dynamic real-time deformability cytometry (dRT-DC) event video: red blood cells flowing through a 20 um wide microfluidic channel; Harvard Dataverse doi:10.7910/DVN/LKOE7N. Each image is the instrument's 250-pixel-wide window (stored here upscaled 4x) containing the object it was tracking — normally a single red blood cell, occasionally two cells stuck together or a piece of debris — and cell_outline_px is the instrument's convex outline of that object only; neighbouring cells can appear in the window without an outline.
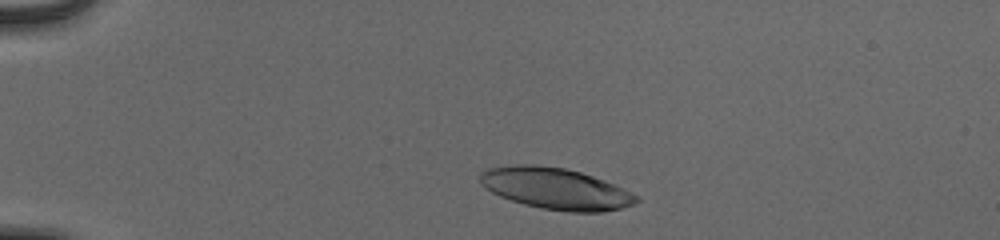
{"species": "human", "species_latin": "Homo sapiens", "temperature_condition": "cold", "stored_images_in_passage": 40, "camera_frame_rate_fps": 3000, "um_per_image_px": 0.085, "donor": {"sex": "male"}, "frame": {"image": 1, "passage_image": 5, "time_ms": 1.333, "image_size_px": [1000, 240], "cell_outline_px": [[640, 200], [632, 204], [620, 208], [604, 212], [568, 212], [540, 208], [524, 204], [500, 196], [484, 188], [480, 184], [480, 172], [488, 168], [516, 164], [536, 164], [564, 168], [580, 172], [604, 180], [640, 196]], "centroid_in_image_um": [47.21, 16.03], "position_along_channel_um": 37.8, "area_um2": 37.74}}
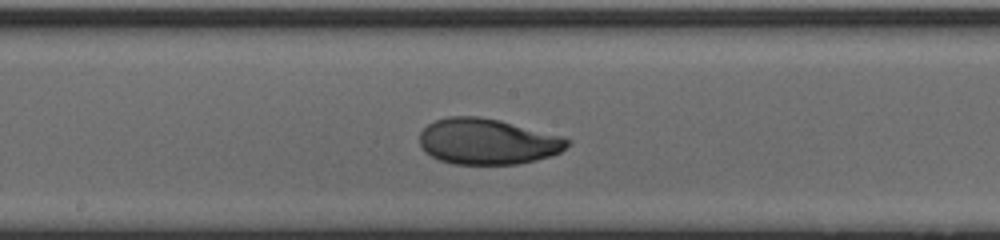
{"frame": {"image": 2, "passage_image": 23, "time_ms": 7.333, "image_size_px": [1000, 240], "cell_outline_px": [[572, 144], [560, 152], [536, 160], [520, 164], [452, 164], [440, 160], [424, 152], [420, 144], [420, 132], [428, 124], [436, 120], [448, 116], [480, 116], [500, 120], [560, 136], [572, 140]], "centroid_in_image_um": [41.43, 12.03], "position_along_channel_um": 206.8, "area_um2": 39.54}}
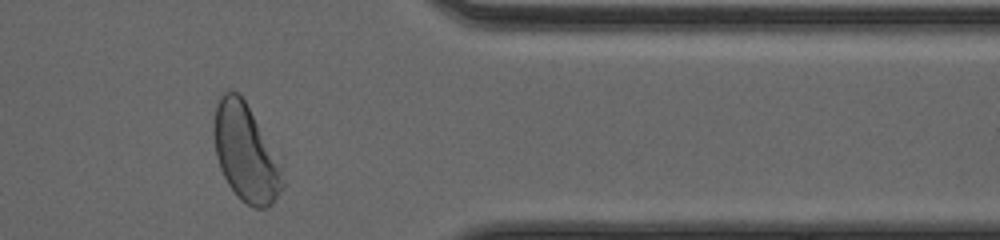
{"frame": {"image": 3, "passage_image": 38, "time_ms": 12.333, "image_size_px": [1000, 240], "cell_outline_px": [[284, 184], [280, 192], [272, 204], [268, 208], [256, 208], [240, 200], [236, 196], [228, 184], [220, 168], [216, 156], [212, 132], [212, 124], [216, 104], [220, 96], [224, 92], [236, 92], [244, 100], [284, 152]], "centroid_in_image_um": [20.99, 12.97], "position_along_channel_um": 390.4, "area_um2": 41.33}, "authors_computed_cell_mechanics": {"area_um2": 38.9283, "velocity_mm_per_s": 3.8743, "shape_relaxation_time_tau1_ms": 3.1908, "shape_relaxation_time_tau2_ms": 0.9091, "deformation_change_tau1": 0.1807, "deformation_change_tau2": 0.0463}}